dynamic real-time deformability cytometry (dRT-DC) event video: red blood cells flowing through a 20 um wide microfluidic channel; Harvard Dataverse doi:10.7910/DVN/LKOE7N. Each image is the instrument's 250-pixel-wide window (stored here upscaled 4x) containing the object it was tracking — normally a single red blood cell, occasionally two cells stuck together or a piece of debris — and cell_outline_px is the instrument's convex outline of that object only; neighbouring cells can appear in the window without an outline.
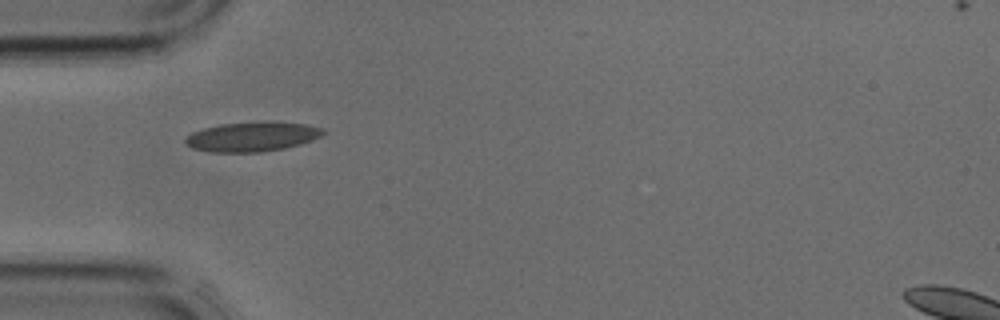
{"species": "common noctule bat (a hibernating species)", "species_latin": "Nyctalus noctula", "temperature_condition": "cold", "stored_images_in_passage": 2, "camera_frame_rate_fps": 3000, "um_per_image_px": 0.085, "animal": {"sex": "male", "body_mass_g": 17.9, "forearm_length_mm": 54.2}, "frame": {"image": 1, "passage_image": 1, "time_ms": 0.0, "image_size_px": [1000, 320], "cell_outline_px": [[328, 132], [312, 140], [300, 144], [284, 148], [260, 152], [212, 152], [192, 148], [184, 140], [192, 132], [204, 128], [220, 124], [308, 124], [324, 128]], "centroid_in_image_um": [21.44, 11.66], "position_along_channel_um": 63.6, "area_um2": 22.77}}